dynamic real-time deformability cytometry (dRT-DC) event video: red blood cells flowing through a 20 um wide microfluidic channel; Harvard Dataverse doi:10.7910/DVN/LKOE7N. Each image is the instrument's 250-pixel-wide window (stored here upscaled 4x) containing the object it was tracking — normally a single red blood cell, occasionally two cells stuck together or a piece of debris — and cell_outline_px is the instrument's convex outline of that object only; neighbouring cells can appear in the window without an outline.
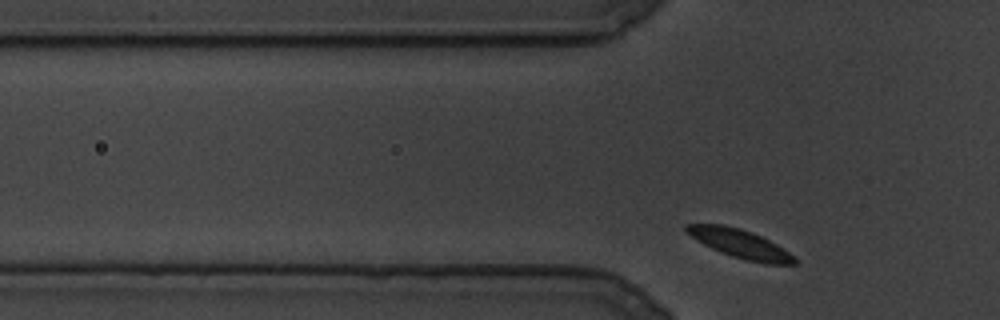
{"species": "common noctule bat (a hibernating species)", "species_latin": "Nyctalus noctula", "temperature_condition": "cold", "stored_images_in_passage": 69, "camera_frame_rate_fps": 3000, "um_per_image_px": 0.085, "animal": {"sex": "male", "body_mass_g": 19.5, "forearm_length_mm": 54.6}, "frame": {"image": 1, "passage_image": 2, "time_ms": 0.333, "image_size_px": [1000, 320], "cell_outline_px": [[800, 264], [764, 264], [744, 260], [720, 252], [704, 244], [684, 232], [684, 224], [724, 224], [740, 228], [752, 232], [776, 244], [788, 252]], "centroid_in_image_um": [62.87, 20.71], "position_along_channel_um": 62.9, "area_um2": 18.03}}
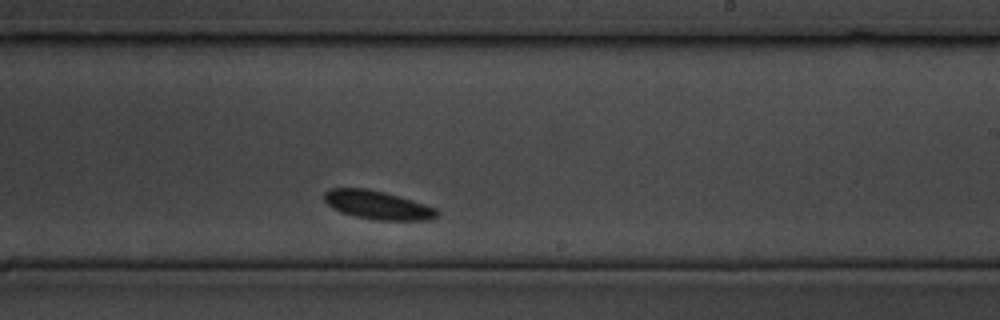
{"frame": {"image": 2, "passage_image": 40, "time_ms": 13.0, "image_size_px": [1000, 320], "cell_outline_px": [[440, 212], [436, 216], [428, 220], [376, 220], [356, 216], [340, 212], [332, 208], [324, 200], [324, 192], [328, 188], [368, 188], [384, 192], [412, 200], [436, 208]], "centroid_in_image_um": [32.06, 17.42], "position_along_channel_um": 256.9, "area_um2": 18.73}}
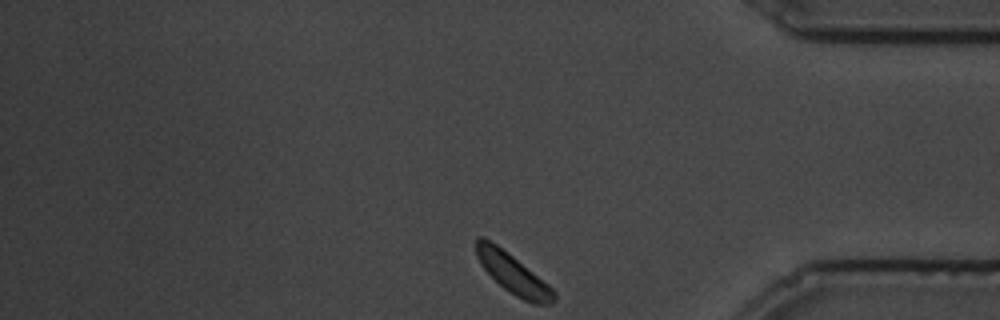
{"frame": {"image": 3, "passage_image": 69, "time_ms": 22.667, "image_size_px": [1000, 320], "cell_outline_px": [[556, 300], [548, 304], [532, 304], [516, 296], [504, 288], [480, 264], [476, 256], [476, 236], [484, 236], [496, 244], [512, 256], [548, 284], [556, 292]], "centroid_in_image_um": [43.6, 23.26], "position_along_channel_um": 391.6, "area_um2": 17.74}}